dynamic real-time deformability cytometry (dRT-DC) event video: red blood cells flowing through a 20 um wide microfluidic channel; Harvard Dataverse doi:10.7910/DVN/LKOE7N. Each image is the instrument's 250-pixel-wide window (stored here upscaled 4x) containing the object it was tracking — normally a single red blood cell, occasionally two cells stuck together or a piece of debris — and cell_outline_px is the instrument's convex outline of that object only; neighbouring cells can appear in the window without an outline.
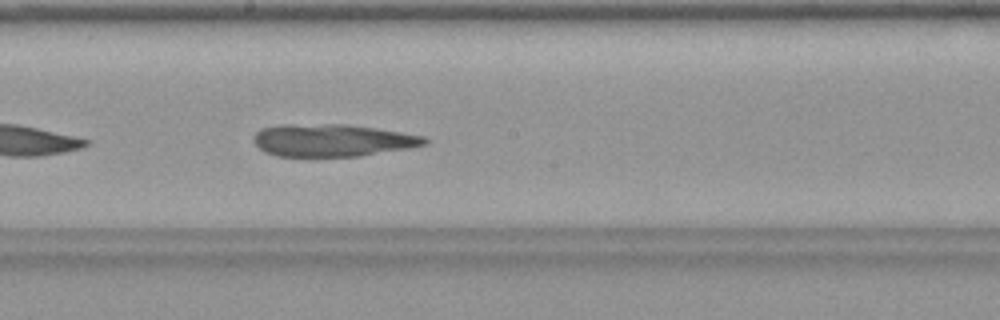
{"species": "common noctule bat (a hibernating species)", "species_latin": "Nyctalus noctula", "temperature_condition": "warm", "stored_images_in_passage": 40, "camera_frame_rate_fps": 3000, "um_per_image_px": 0.085, "animal": {"sex": "female", "body_mass_g": 19.9}, "frame": {"image": 1, "passage_image": 23, "time_ms": 7.333, "image_size_px": [1000, 320], "cell_outline_px": [[428, 144], [408, 148], [360, 156], [276, 156], [264, 152], [252, 140], [252, 136], [260, 128], [284, 124], [348, 124], [376, 128], [424, 136], [428, 140]], "centroid_in_image_um": [28.22, 11.92], "position_along_channel_um": 220.0, "area_um2": 32.43}}